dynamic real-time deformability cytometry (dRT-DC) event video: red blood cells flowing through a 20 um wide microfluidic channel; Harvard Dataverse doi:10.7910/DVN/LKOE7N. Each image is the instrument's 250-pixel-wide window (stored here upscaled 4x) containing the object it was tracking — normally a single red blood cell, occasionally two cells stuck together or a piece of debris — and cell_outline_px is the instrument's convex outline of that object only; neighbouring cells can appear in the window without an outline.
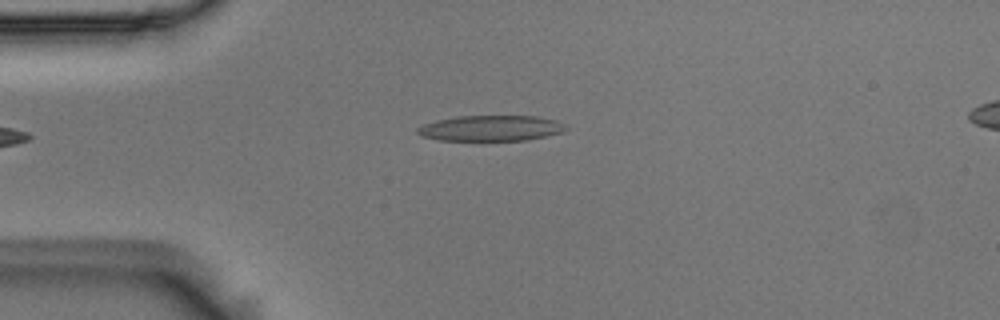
{"species": "Egyptian fruit bat (a non-hibernating species)", "species_latin": "Rousettus aegyptiacus", "temperature_condition": "room temperature", "stored_images_in_passage": 2, "segment_of_instrument_passage": [1, 2], "camera_frame_rate_fps": 3000, "um_per_image_px": 0.085, "animal": {"sex": "male"}, "frame": {"image": 1, "passage_image": 1, "time_ms": 0.0, "image_size_px": [1000, 320], "cell_outline_px": [[568, 128], [564, 132], [528, 140], [440, 140], [424, 136], [416, 132], [416, 128], [424, 124], [436, 120], [456, 116], [536, 116], [556, 120], [564, 124]], "centroid_in_image_um": [41.75, 10.89], "position_along_channel_um": 43.2, "area_um2": 22.14}}